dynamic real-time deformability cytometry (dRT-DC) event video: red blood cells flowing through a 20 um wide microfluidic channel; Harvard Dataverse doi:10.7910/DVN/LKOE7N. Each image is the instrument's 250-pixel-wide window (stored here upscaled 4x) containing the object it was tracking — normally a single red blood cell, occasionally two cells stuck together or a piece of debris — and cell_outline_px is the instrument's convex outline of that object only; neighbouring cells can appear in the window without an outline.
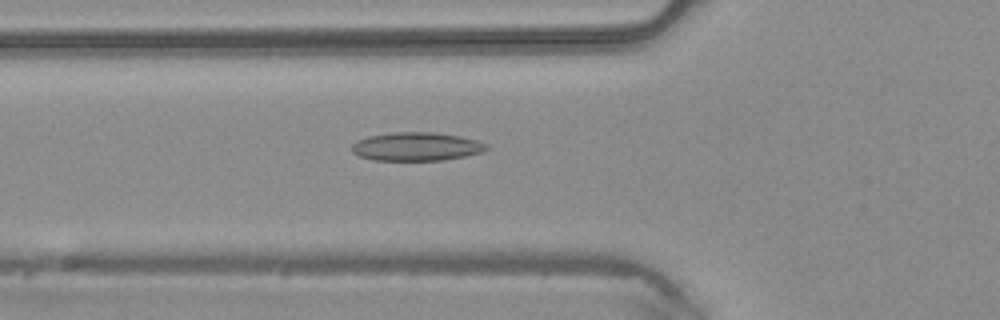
{"species": "common noctule bat (a hibernating species)", "species_latin": "Nyctalus noctula", "temperature_condition": "warm", "stored_images_in_passage": 43, "camera_frame_rate_fps": 3000, "um_per_image_px": 0.085, "animal": {"sex": "male", "body_mass_g": 20.4}, "frame": {"image": 1, "passage_image": 14, "time_ms": 4.333, "image_size_px": [1000, 320], "cell_outline_px": [[488, 148], [480, 152], [464, 156], [444, 160], [376, 160], [360, 156], [352, 152], [352, 144], [368, 136], [392, 132], [432, 132], [460, 136], [476, 140], [488, 144]], "centroid_in_image_um": [35.4, 12.45], "position_along_channel_um": 90.4, "area_um2": 22.14}}
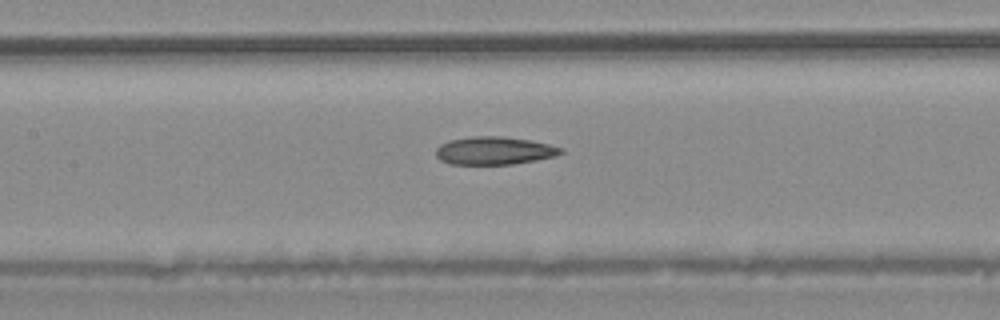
{"frame": {"image": 2, "passage_image": 19, "time_ms": 6.0, "image_size_px": [1000, 320], "cell_outline_px": [[564, 152], [556, 156], [536, 160], [512, 164], [448, 164], [440, 160], [436, 156], [436, 148], [440, 144], [448, 140], [472, 136], [500, 136], [532, 140], [564, 148]], "centroid_in_image_um": [42.01, 12.8], "position_along_channel_um": 165.4, "area_um2": 20.52}}
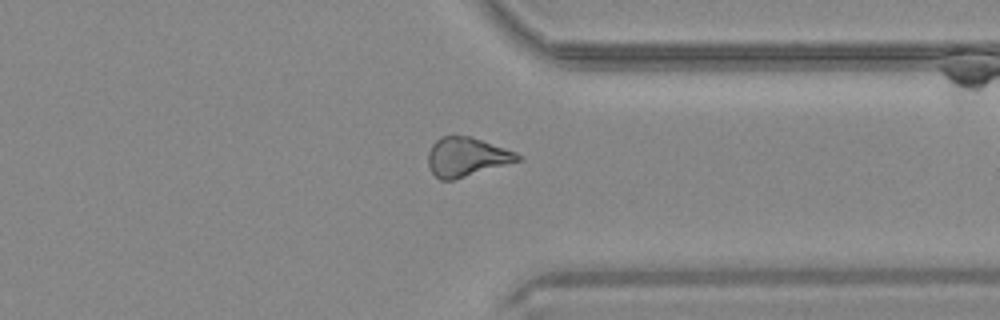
{"frame": {"image": 3, "passage_image": 33, "time_ms": 10.667, "image_size_px": [1000, 320], "cell_outline_px": [[524, 160], [452, 180], [440, 180], [432, 172], [428, 164], [428, 152], [432, 144], [440, 136], [468, 136], [516, 152]], "centroid_in_image_um": [39.66, 13.35], "position_along_channel_um": 371.7, "area_um2": 20.23}}